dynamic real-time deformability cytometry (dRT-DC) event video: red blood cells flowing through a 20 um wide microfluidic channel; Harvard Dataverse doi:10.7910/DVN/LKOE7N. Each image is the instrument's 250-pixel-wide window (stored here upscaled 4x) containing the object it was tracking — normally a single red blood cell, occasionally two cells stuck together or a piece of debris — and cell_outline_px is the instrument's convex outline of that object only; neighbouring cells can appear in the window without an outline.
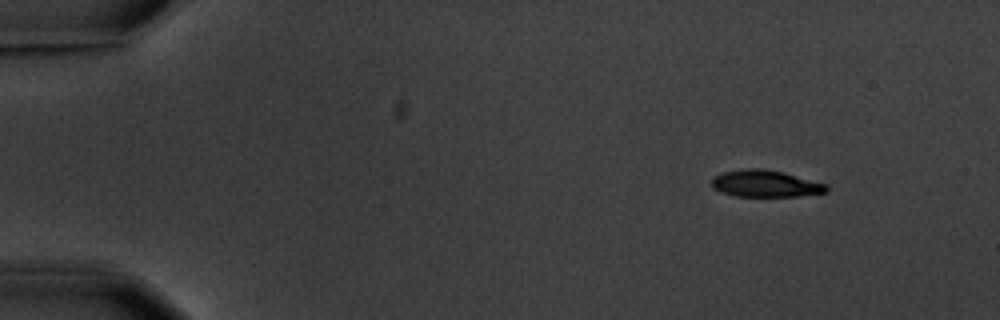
{"species": "common noctule bat (a hibernating species)", "species_latin": "Nyctalus noctula", "temperature_condition": "warm", "stored_images_in_passage": 4, "camera_frame_rate_fps": 3000, "um_per_image_px": 0.085, "animal": {"sex": "male", "body_mass_g": 20.1, "forearm_length_mm": 53.5}, "frame": {"image": 1, "passage_image": 1, "time_ms": 0.0, "image_size_px": [1000, 320], "cell_outline_px": [[828, 192], [796, 196], [736, 196], [720, 192], [712, 188], [712, 176], [724, 172], [748, 168], [764, 168], [784, 172], [828, 184]], "centroid_in_image_um": [65.06, 15.6], "position_along_channel_um": 19.9, "area_um2": 18.09}}
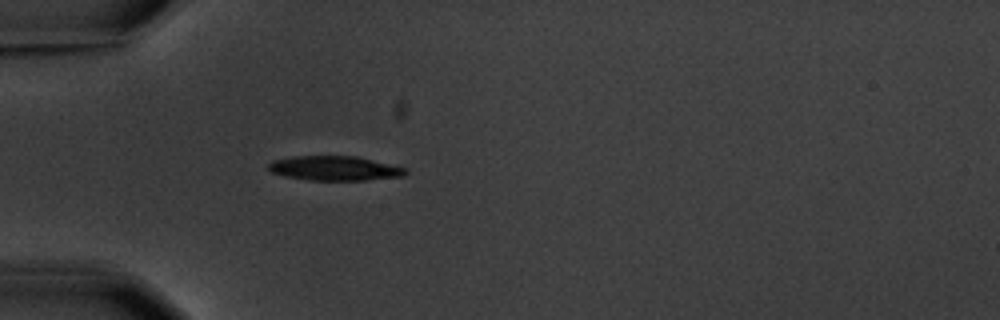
{"frame": {"image": 2, "passage_image": 4, "time_ms": 3.667, "image_size_px": [1000, 320], "cell_outline_px": [[408, 172], [404, 176], [364, 180], [308, 180], [288, 176], [272, 172], [268, 168], [268, 164], [272, 160], [296, 156], [356, 156], [408, 168]], "centroid_in_image_um": [28.49, 14.3], "position_along_channel_um": 56.5, "area_um2": 19.48}}